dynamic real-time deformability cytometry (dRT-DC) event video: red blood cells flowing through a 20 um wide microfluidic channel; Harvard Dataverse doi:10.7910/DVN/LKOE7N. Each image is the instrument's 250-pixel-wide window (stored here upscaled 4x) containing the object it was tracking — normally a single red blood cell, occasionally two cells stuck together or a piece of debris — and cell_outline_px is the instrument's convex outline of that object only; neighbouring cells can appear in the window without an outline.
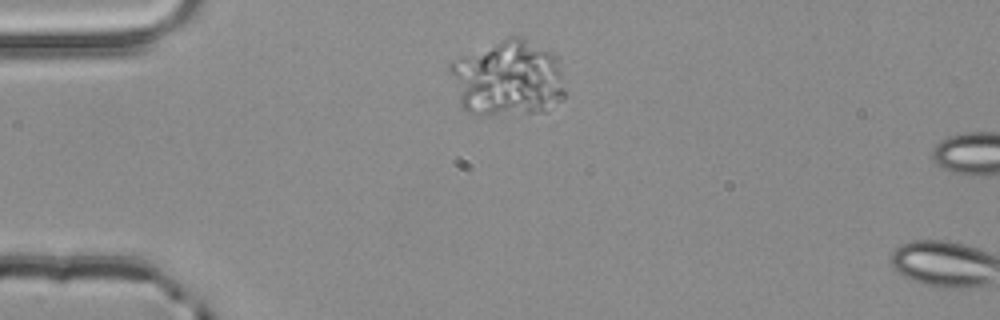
{"species": "common noctule bat (a hibernating species)", "species_latin": "Nyctalus noctula", "temperature_condition": "room temperature", "stored_images_in_passage": 2, "camera_frame_rate_fps": 3000, "um_per_image_px": 0.085, "animal": {"sex": "male", "body_mass_g": 20.4}, "frame": {"image": 1, "passage_image": 1, "time_ms": 0.0, "image_size_px": [1000, 320], "cell_outline_px": [[564, 96], [560, 100], [544, 112], [468, 112], [460, 104], [448, 68], [448, 64], [452, 60], [508, 36], [520, 36], [552, 52], [556, 56], [564, 88]], "centroid_in_image_um": [43.15, 6.6], "position_along_channel_um": 41.8, "area_um2": 50.05}}